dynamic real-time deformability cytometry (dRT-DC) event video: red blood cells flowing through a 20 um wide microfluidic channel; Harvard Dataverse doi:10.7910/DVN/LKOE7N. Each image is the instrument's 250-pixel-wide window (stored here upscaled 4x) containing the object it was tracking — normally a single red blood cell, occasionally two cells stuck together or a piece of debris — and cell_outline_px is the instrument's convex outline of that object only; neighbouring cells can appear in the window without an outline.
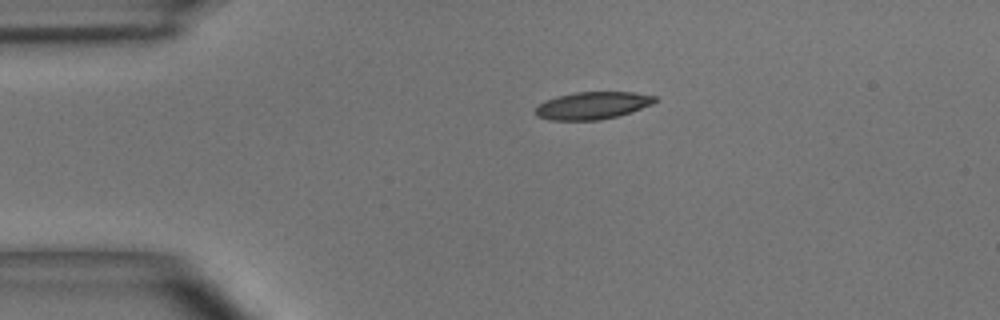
{"species": "common noctule bat (a hibernating species)", "species_latin": "Nyctalus noctula", "temperature_condition": "room temperature", "stored_images_in_passage": 41, "camera_frame_rate_fps": 3000, "um_per_image_px": 0.085, "animal": {"sex": "male", "body_mass_g": 15.6}, "frame": {"image": 1, "passage_image": 1, "time_ms": 0.0, "image_size_px": [1000, 320], "cell_outline_px": [[656, 100], [652, 104], [616, 116], [600, 120], [552, 120], [536, 116], [536, 108], [544, 100], [576, 92], [632, 92], [656, 96]], "centroid_in_image_um": [50.34, 8.96], "position_along_channel_um": 34.7, "area_um2": 18.73}}
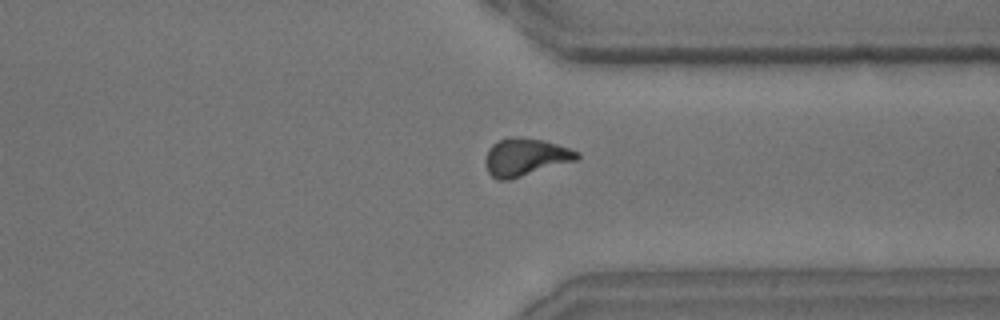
{"frame": {"image": 2, "passage_image": 29, "time_ms": 9.333, "image_size_px": [1000, 320], "cell_outline_px": [[580, 156], [576, 160], [508, 180], [496, 180], [488, 172], [484, 160], [488, 148], [492, 144], [508, 136], [520, 136], [544, 140], [580, 152]], "centroid_in_image_um": [44.62, 13.34], "position_along_channel_um": 366.8, "area_um2": 20.11}}
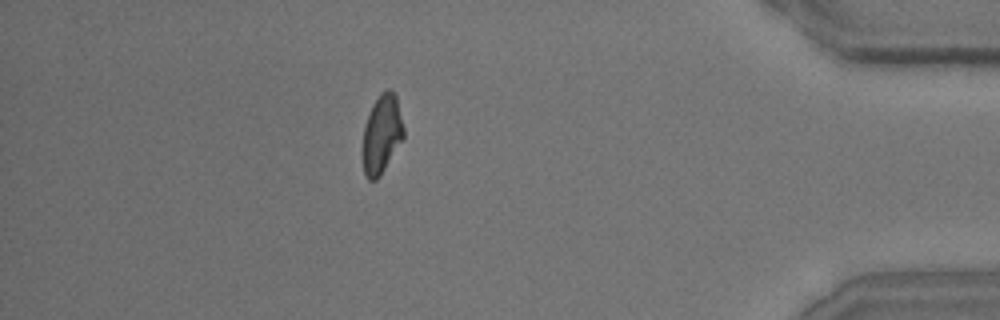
{"frame": {"image": 3, "passage_image": 35, "time_ms": 11.333, "image_size_px": [1000, 320], "cell_outline_px": [[404, 136], [380, 176], [376, 180], [368, 180], [364, 172], [364, 128], [372, 104], [380, 92], [388, 88], [392, 88], [396, 92], [404, 128]], "centroid_in_image_um": [32.48, 11.32], "position_along_channel_um": 402.7, "area_um2": 18.61}, "authors_computed_cell_mechanics": {"area_um2": 19.5364, "velocity_mm_per_s": 3.9478, "shape_relaxation_time_tau1_ms": 5.2622, "shape_relaxation_time_tau2_ms": 2.3921, "deformation_change_tau1": 0.1752, "deformation_change_tau2": 0.1011}}